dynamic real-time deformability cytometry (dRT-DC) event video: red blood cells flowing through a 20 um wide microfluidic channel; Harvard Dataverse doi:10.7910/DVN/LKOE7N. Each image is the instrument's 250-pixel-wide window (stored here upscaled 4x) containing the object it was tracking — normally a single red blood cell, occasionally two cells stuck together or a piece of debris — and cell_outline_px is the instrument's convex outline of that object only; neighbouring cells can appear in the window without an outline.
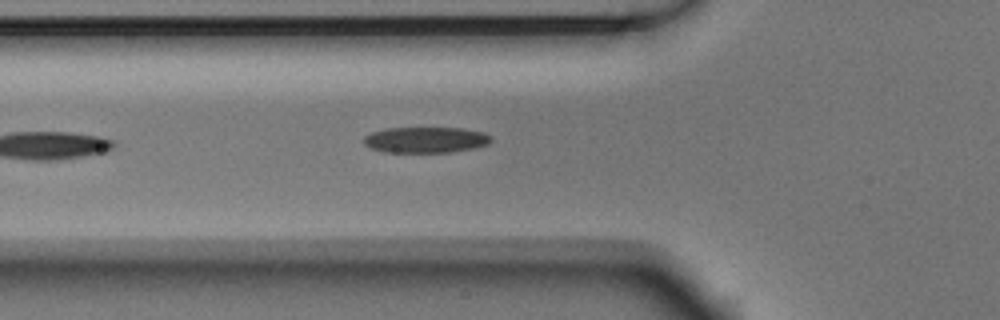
{"species": "Egyptian fruit bat (a non-hibernating species)", "species_latin": "Rousettus aegyptiacus", "temperature_condition": "room temperature", "stored_images_in_passage": 4, "camera_frame_rate_fps": 3000, "um_per_image_px": 0.085, "animal": {"sex": "male"}, "frame": {"image": 1, "passage_image": 4, "time_ms": 1.0, "image_size_px": [1000, 320], "cell_outline_px": [[492, 140], [488, 144], [472, 148], [448, 152], [384, 152], [372, 148], [364, 144], [364, 136], [372, 132], [388, 128], [460, 128], [484, 132], [492, 136]], "centroid_in_image_um": [36.19, 11.88], "position_along_channel_um": 89.6, "area_um2": 19.07}}